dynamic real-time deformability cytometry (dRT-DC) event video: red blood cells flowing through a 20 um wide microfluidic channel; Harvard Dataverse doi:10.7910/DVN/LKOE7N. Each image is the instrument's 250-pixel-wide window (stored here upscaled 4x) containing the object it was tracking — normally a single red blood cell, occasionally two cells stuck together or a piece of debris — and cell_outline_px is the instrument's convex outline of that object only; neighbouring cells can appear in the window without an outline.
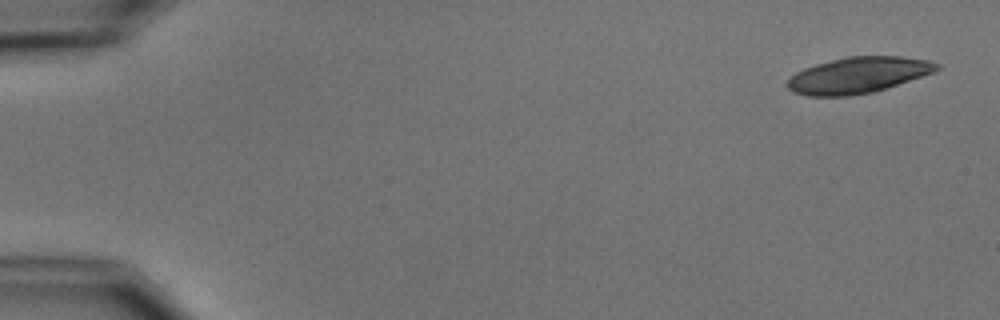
{"species": "common noctule bat (a hibernating species)", "species_latin": "Nyctalus noctula", "temperature_condition": "cold", "stored_images_in_passage": 5, "camera_frame_rate_fps": 3000, "um_per_image_px": 0.085, "animal": {"sex": "male", "body_mass_g": 15.6}, "frame": {"image": 1, "passage_image": 1, "time_ms": 0.0, "image_size_px": [1000, 320], "cell_outline_px": [[940, 68], [932, 72], [872, 92], [848, 96], [808, 96], [792, 92], [788, 88], [788, 80], [796, 72], [804, 68], [816, 64], [848, 56], [900, 56], [928, 60], [940, 64]], "centroid_in_image_um": [72.9, 6.38], "position_along_channel_um": 12.1, "area_um2": 30.92}}